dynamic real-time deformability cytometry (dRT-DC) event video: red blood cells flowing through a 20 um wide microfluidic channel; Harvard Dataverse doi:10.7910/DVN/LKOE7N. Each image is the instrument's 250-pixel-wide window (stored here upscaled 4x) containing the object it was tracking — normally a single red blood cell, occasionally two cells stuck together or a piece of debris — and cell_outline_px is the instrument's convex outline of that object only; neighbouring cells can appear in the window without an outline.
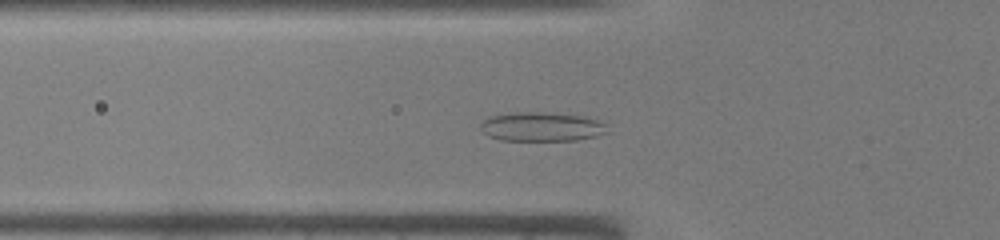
{"species": "common noctule bat (a hibernating species)", "species_latin": "Nyctalus noctula", "temperature_condition": "warm", "stored_images_in_passage": 41, "camera_frame_rate_fps": 3000, "um_per_image_px": 0.085, "animal": {"sex": "male", "body_mass_g": 19.0, "forearm_length_mm": 50.8}, "frame": {"image": 1, "passage_image": 12, "time_ms": 3.667, "image_size_px": [1000, 240], "cell_outline_px": [[608, 132], [596, 136], [576, 140], [500, 140], [488, 136], [480, 128], [480, 124], [484, 120], [492, 116], [516, 112], [544, 112], [580, 116], [596, 120], [604, 124]], "centroid_in_image_um": [46.0, 10.78], "position_along_channel_um": 79.8, "area_um2": 21.21}}
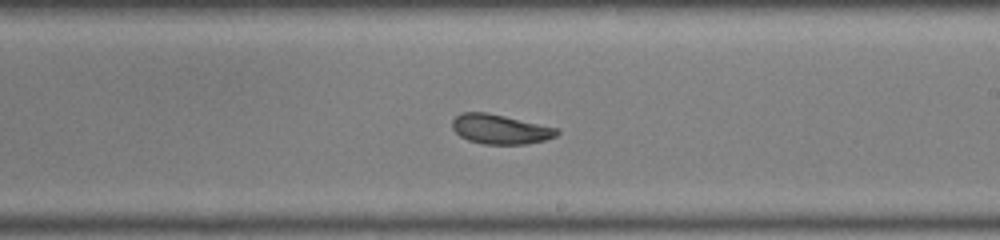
{"frame": {"image": 2, "passage_image": 23, "time_ms": 7.333, "image_size_px": [1000, 240], "cell_outline_px": [[560, 132], [556, 136], [544, 140], [524, 144], [484, 144], [468, 140], [460, 136], [452, 128], [452, 120], [460, 112], [488, 112], [556, 128]], "centroid_in_image_um": [42.48, 10.97], "position_along_channel_um": 246.5, "area_um2": 17.92}}
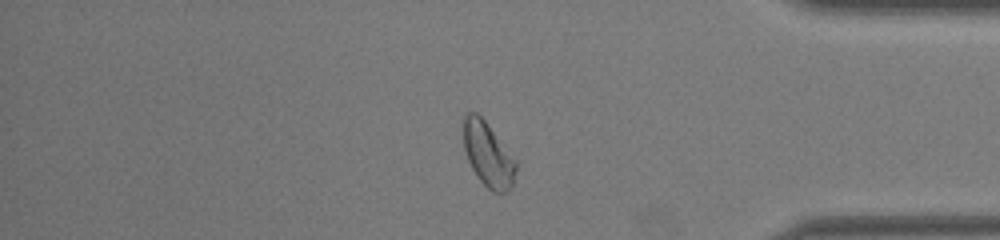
{"frame": {"image": 3, "passage_image": 34, "time_ms": 11.0, "image_size_px": [1000, 240], "cell_outline_px": [[516, 168], [512, 184], [508, 192], [500, 196], [492, 192], [480, 180], [472, 168], [468, 160], [464, 148], [464, 116], [468, 112], [476, 112], [484, 120], [516, 160]], "centroid_in_image_um": [41.49, 13.18], "position_along_channel_um": 393.7, "area_um2": 19.48}}